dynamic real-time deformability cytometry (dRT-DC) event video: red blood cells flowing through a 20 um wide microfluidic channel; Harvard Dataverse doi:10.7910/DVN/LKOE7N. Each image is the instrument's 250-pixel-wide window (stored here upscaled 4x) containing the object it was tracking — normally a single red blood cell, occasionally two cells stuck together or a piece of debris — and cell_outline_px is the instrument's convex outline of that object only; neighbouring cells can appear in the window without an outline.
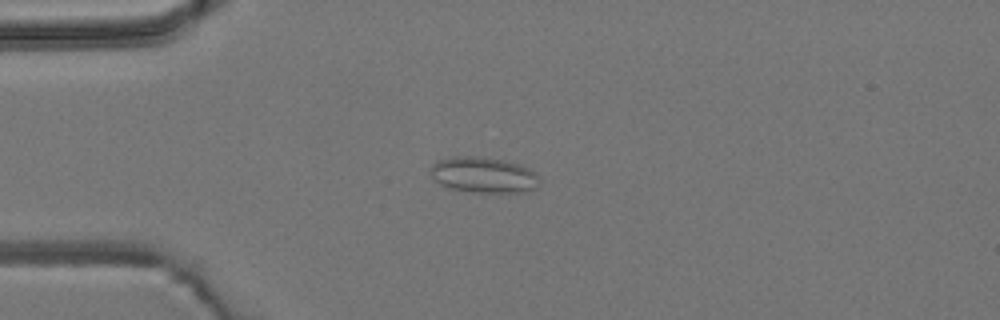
{"species": "common noctule bat (a hibernating species)", "species_latin": "Nyctalus noctula", "temperature_condition": "room temperature", "stored_images_in_passage": 5, "camera_frame_rate_fps": 3000, "um_per_image_px": 0.085, "animal": {"sex": "male", "body_mass_g": 19.2, "forearm_length_mm": 51.8}, "frame": {"image": 1, "passage_image": 1, "time_ms": 0.0, "image_size_px": [1000, 320], "cell_outline_px": [[540, 180], [536, 188], [528, 192], [476, 192], [448, 188], [440, 184], [428, 172], [428, 168], [432, 164], [440, 160], [456, 156], [472, 156], [504, 160], [520, 164], [536, 172], [540, 176]], "centroid_in_image_um": [41.12, 14.87], "position_along_channel_um": 43.9, "area_um2": 22.89}}
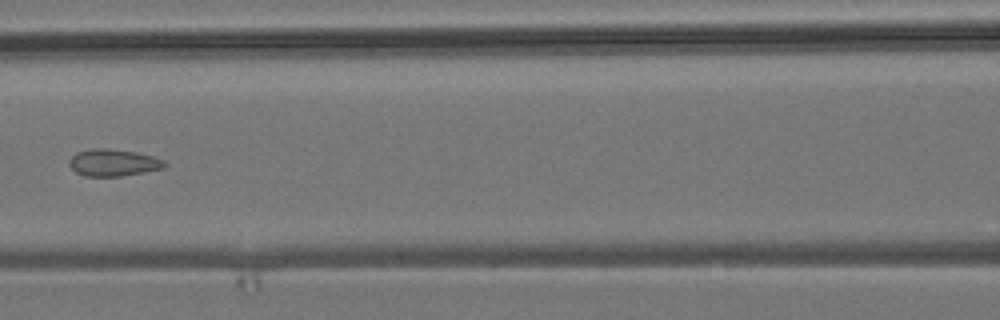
{"frame": {"image": 2, "passage_image": 4, "time_ms": 3.333, "image_size_px": [1000, 320], "cell_outline_px": [[168, 164], [164, 168], [144, 172], [120, 176], [84, 176], [76, 172], [68, 164], [68, 160], [76, 152], [88, 148], [104, 148], [136, 152], [152, 156], [164, 160]], "centroid_in_image_um": [9.61, 13.82], "position_along_channel_um": 157.0, "area_um2": 15.09}}
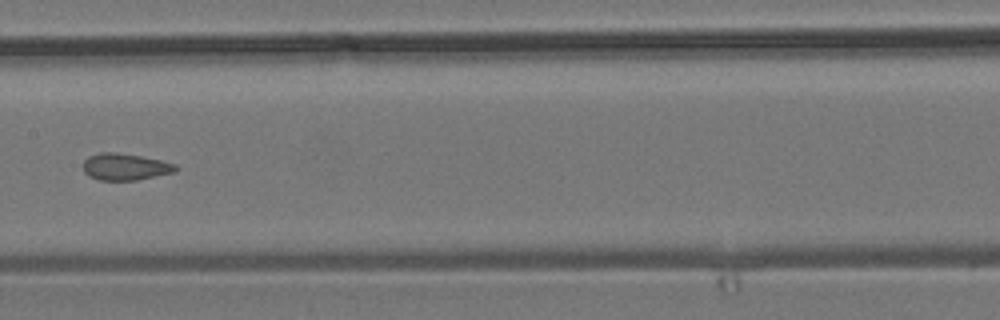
{"frame": {"image": 3, "passage_image": 5, "time_ms": 4.333, "image_size_px": [1000, 320], "cell_outline_px": [[180, 168], [176, 172], [136, 180], [100, 180], [88, 176], [84, 172], [84, 160], [88, 156], [100, 152], [112, 152], [140, 156], [160, 160], [176, 164]], "centroid_in_image_um": [10.66, 14.18], "position_along_channel_um": 196.7, "area_um2": 14.45}}